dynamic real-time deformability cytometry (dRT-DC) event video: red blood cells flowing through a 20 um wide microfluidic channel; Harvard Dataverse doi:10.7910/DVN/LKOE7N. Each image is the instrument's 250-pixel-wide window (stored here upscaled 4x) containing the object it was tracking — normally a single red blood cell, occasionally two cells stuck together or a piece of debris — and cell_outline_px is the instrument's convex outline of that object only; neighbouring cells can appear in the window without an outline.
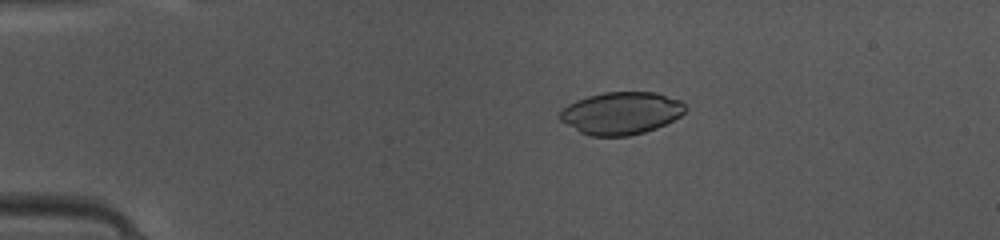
{"species": "common noctule bat (a hibernating species)", "species_latin": "Nyctalus noctula", "temperature_condition": "warm", "stored_images_in_passage": 43, "camera_frame_rate_fps": 3000, "um_per_image_px": 0.085, "animal": {"sex": "female", "body_mass_g": 10.0, "forearm_length_mm": 53.1}, "frame": {"image": 1, "passage_image": 5, "time_ms": 1.333, "image_size_px": [1000, 240], "cell_outline_px": [[688, 108], [680, 116], [656, 128], [644, 132], [628, 136], [588, 136], [580, 132], [560, 120], [560, 112], [568, 104], [576, 100], [588, 96], [604, 92], [656, 92], [680, 100]], "centroid_in_image_um": [52.8, 9.61], "position_along_channel_um": 32.2, "area_um2": 30.92}}
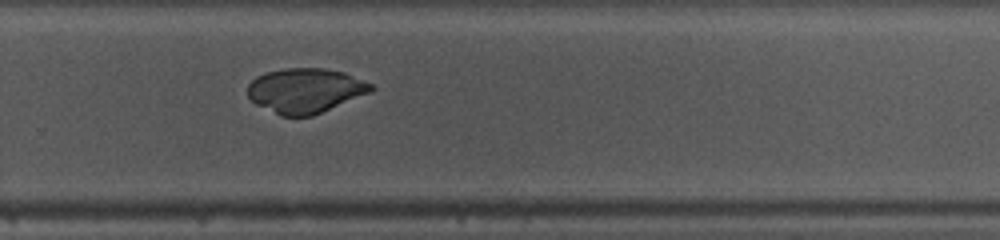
{"frame": {"image": 2, "passage_image": 28, "time_ms": 9.0, "image_size_px": [1000, 240], "cell_outline_px": [[376, 88], [372, 92], [312, 116], [280, 116], [256, 104], [248, 96], [248, 84], [256, 76], [268, 72], [284, 68], [324, 68], [344, 72], [372, 84]], "centroid_in_image_um": [25.97, 7.7], "position_along_channel_um": 303.8, "area_um2": 32.19}}
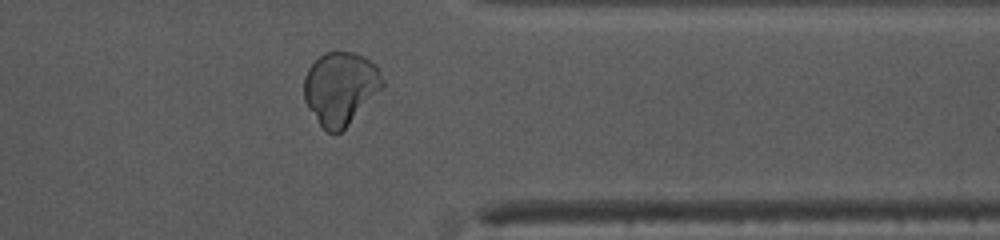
{"frame": {"image": 3, "passage_image": 34, "time_ms": 11.0, "image_size_px": [1000, 240], "cell_outline_px": [[384, 88], [340, 132], [328, 132], [320, 124], [304, 100], [304, 76], [308, 68], [324, 52], [352, 52], [364, 56], [376, 64], [384, 80]], "centroid_in_image_um": [28.96, 7.47], "position_along_channel_um": 382.4, "area_um2": 33.18}}